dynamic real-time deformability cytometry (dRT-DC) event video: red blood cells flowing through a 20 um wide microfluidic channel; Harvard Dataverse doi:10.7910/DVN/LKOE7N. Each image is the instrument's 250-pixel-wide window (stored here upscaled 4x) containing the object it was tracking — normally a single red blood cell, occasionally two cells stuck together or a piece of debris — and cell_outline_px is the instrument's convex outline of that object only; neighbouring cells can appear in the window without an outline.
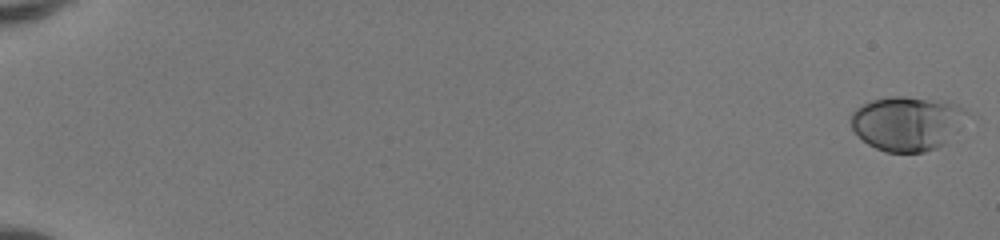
{"species": "human", "species_latin": "Homo sapiens", "temperature_condition": "room temperature", "stored_images_in_passage": 52, "camera_frame_rate_fps": 3000, "um_per_image_px": 0.085, "donor": {"sex": "female"}, "frame": {"image": 1, "passage_image": 1, "time_ms": 0.0, "image_size_px": [1000, 240], "cell_outline_px": [[972, 116], [944, 144], [936, 148], [924, 152], [884, 152], [868, 144], [852, 128], [852, 112], [856, 108], [872, 100], [888, 96], [904, 96], [948, 100], [956, 104], [968, 112]], "centroid_in_image_um": [77.18, 10.46], "position_along_channel_um": 7.8, "area_um2": 37.17}}
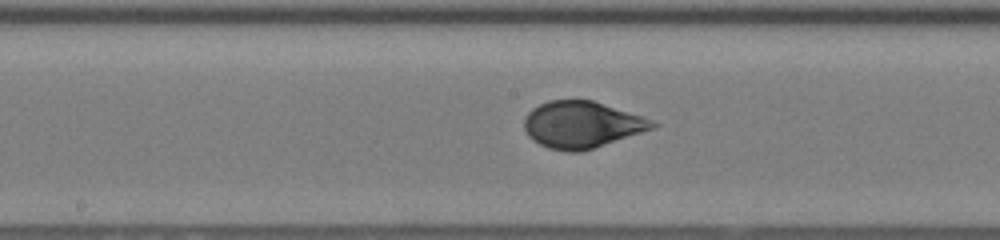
{"frame": {"image": 2, "passage_image": 30, "time_ms": 9.667, "image_size_px": [1000, 240], "cell_outline_px": [[660, 124], [652, 128], [580, 152], [564, 152], [548, 148], [532, 140], [528, 136], [524, 128], [524, 120], [528, 112], [532, 108], [548, 100], [592, 100], [652, 120]], "centroid_in_image_um": [49.38, 10.6], "position_along_channel_um": 198.8, "area_um2": 34.39}}
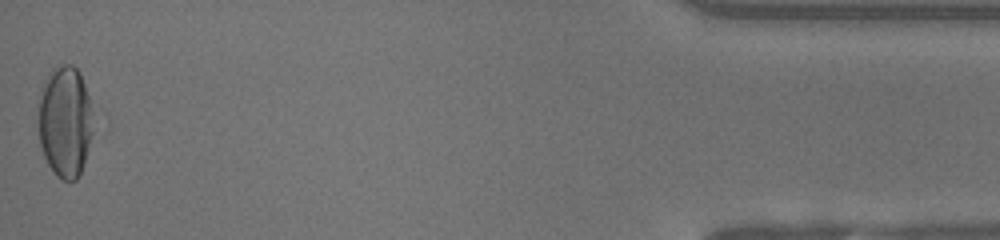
{"frame": {"image": 3, "passage_image": 52, "time_ms": 17.0, "image_size_px": [1000, 240], "cell_outline_px": [[92, 132], [84, 164], [76, 180], [60, 180], [56, 176], [48, 164], [44, 156], [40, 144], [40, 88], [48, 72], [56, 64], [72, 64], [80, 72], [88, 96]], "centroid_in_image_um": [5.51, 10.31], "position_along_channel_um": 429.7, "area_um2": 35.2}, "authors_computed_cell_mechanics": {"area_um2": 34.6511, "velocity_mm_per_s": 4.1618, "shape_relaxation_time_tau1_ms": 4.0179, "shape_relaxation_time_tau2_ms": null, "deformation_change_tau1": 0.1838, "deformation_change_tau2": null}}